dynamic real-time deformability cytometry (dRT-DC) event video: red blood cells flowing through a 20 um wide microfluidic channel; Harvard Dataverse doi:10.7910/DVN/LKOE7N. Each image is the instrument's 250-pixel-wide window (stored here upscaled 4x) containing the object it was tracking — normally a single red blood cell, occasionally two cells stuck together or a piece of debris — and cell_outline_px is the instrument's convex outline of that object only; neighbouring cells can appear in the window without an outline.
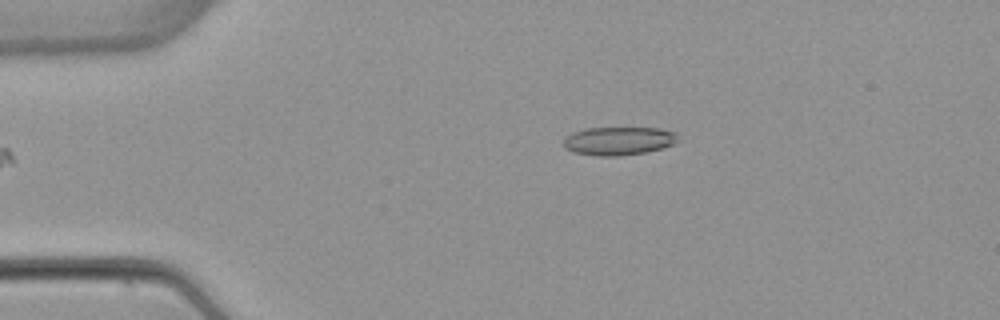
{"species": "common noctule bat (a hibernating species)", "species_latin": "Nyctalus noctula", "temperature_condition": "warm", "stored_images_in_passage": 5, "camera_frame_rate_fps": 3000, "um_per_image_px": 0.085, "animal": {"sex": "female", "body_mass_g": 22.7, "forearm_length_mm": 54.2}, "frame": {"image": 1, "passage_image": 5, "time_ms": 5.667, "image_size_px": [1000, 320], "cell_outline_px": [[676, 140], [672, 144], [660, 148], [644, 152], [620, 156], [596, 156], [572, 152], [564, 148], [564, 136], [572, 132], [588, 128], [660, 128], [676, 132]], "centroid_in_image_um": [52.51, 11.98], "position_along_channel_um": 32.5, "area_um2": 18.84}}